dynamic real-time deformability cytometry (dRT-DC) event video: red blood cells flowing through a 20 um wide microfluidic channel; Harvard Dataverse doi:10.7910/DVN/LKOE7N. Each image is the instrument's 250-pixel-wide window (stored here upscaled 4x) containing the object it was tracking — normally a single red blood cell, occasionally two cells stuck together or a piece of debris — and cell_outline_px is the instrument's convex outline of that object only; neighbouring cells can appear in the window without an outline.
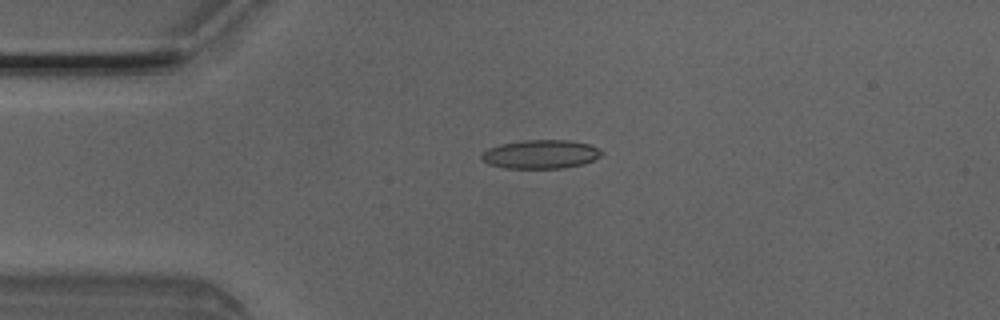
{"species": "Egyptian fruit bat (a non-hibernating species)", "species_latin": "Rousettus aegyptiacus", "temperature_condition": "room temperature", "stored_images_in_passage": 5, "camera_frame_rate_fps": 3000, "um_per_image_px": 0.085, "animal": {"sex": "male"}, "frame": {"image": 1, "passage_image": 3, "time_ms": 0.667, "image_size_px": [1000, 320], "cell_outline_px": [[604, 152], [600, 156], [584, 164], [564, 168], [504, 168], [488, 164], [480, 160], [480, 156], [488, 148], [500, 144], [524, 140], [572, 140], [588, 144], [600, 148]], "centroid_in_image_um": [45.96, 13.11], "position_along_channel_um": 39.0, "area_um2": 20.29}}